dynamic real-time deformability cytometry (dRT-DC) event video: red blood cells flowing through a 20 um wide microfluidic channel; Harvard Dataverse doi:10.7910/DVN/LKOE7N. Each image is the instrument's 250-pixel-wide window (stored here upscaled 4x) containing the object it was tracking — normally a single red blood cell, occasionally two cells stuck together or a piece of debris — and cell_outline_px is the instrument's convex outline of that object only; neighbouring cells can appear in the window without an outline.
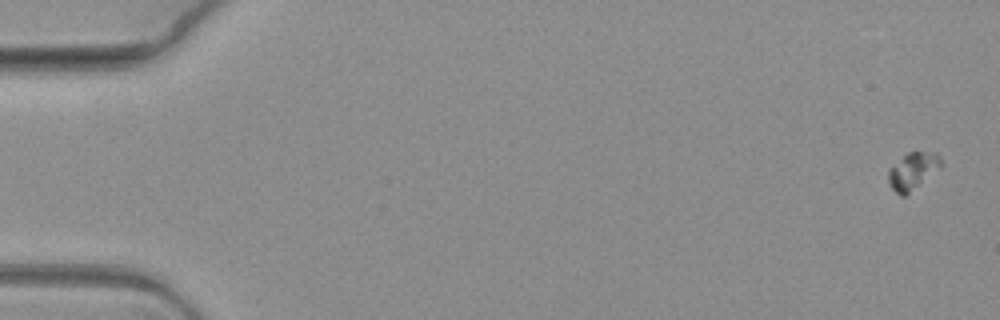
{"species": "common noctule bat (a hibernating species)", "species_latin": "Nyctalus noctula", "temperature_condition": "warm", "stored_images_in_passage": 11, "camera_frame_rate_fps": 3000, "um_per_image_px": 0.085, "animal": {"sex": "female", "body_mass_g": 19.3, "forearm_length_mm": 54.1}, "frame": {"image": 1, "passage_image": 1, "time_ms": 0.0, "image_size_px": [1000, 320], "cell_outline_px": [[940, 168], [904, 196], [900, 196], [888, 184], [888, 168], [908, 152], [936, 152], [940, 156]], "centroid_in_image_um": [77.55, 14.52], "position_along_channel_um": 7.5, "area_um2": 11.16}}
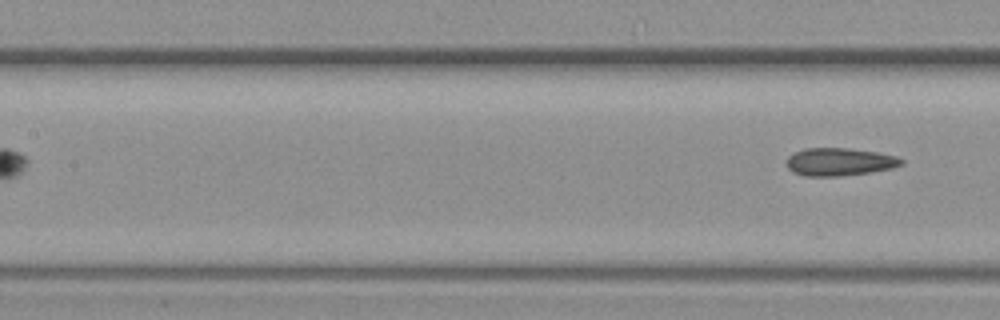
{"frame": {"image": 2, "passage_image": 11, "time_ms": 3.333, "image_size_px": [1000, 320], "cell_outline_px": [[904, 164], [892, 168], [868, 172], [840, 176], [804, 176], [792, 172], [788, 168], [788, 156], [804, 148], [848, 148], [876, 152], [896, 156], [904, 160]], "centroid_in_image_um": [71.36, 13.75], "position_along_channel_um": 136.0, "area_um2": 18.5}}